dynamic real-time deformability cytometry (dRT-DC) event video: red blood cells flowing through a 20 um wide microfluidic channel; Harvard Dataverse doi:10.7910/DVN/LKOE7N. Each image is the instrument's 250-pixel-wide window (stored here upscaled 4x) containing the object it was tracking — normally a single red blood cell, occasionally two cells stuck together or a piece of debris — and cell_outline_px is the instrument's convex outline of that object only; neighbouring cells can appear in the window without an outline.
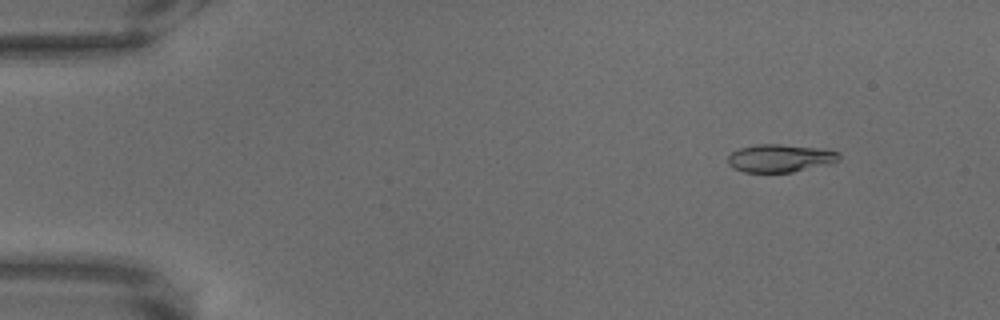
{"species": "common noctule bat (a hibernating species)", "species_latin": "Nyctalus noctula", "temperature_condition": "warm", "stored_images_in_passage": 69, "camera_frame_rate_fps": 3000, "um_per_image_px": 0.085, "animal": {"sex": "male", "body_mass_g": 18.8}, "frame": {"image": 1, "passage_image": 8, "time_ms": 2.333, "image_size_px": [1000, 320], "cell_outline_px": [[840, 160], [828, 164], [792, 172], [744, 172], [732, 168], [728, 164], [728, 156], [732, 152], [740, 148], [756, 144], [780, 144], [820, 148], [840, 152]], "centroid_in_image_um": [66.3, 13.44], "position_along_channel_um": 18.7, "area_um2": 18.09}}
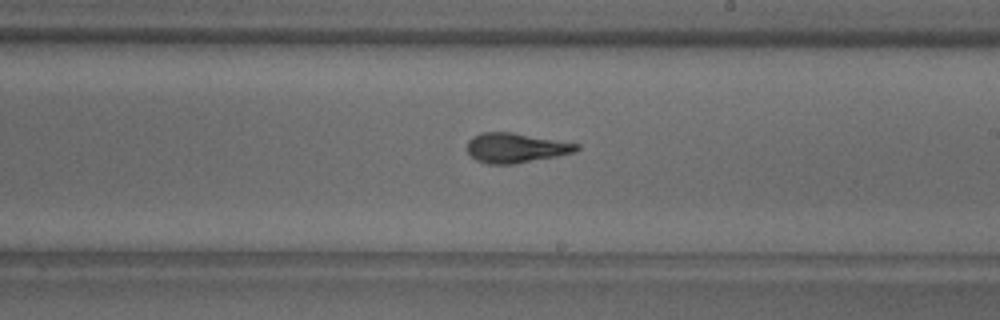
{"frame": {"image": 2, "passage_image": 41, "time_ms": 13.333, "image_size_px": [1000, 320], "cell_outline_px": [[580, 148], [576, 152], [556, 156], [512, 164], [488, 164], [476, 160], [468, 152], [468, 140], [472, 136], [480, 132], [512, 132], [580, 144]], "centroid_in_image_um": [43.84, 12.56], "position_along_channel_um": 245.2, "area_um2": 18.9}}
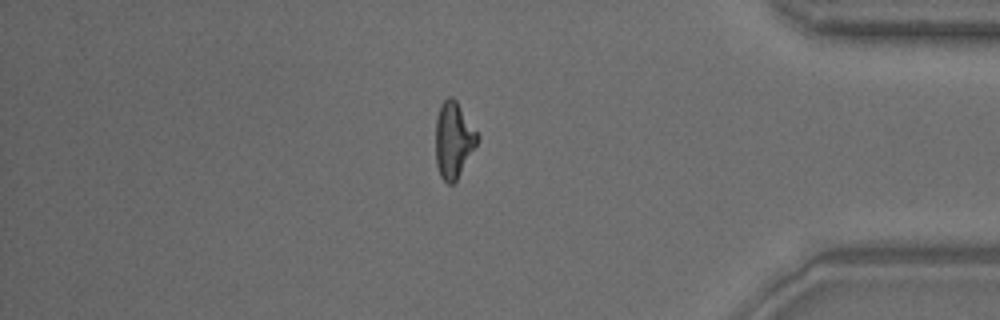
{"frame": {"image": 3, "passage_image": 59, "time_ms": 19.333, "image_size_px": [1000, 320], "cell_outline_px": [[480, 136], [476, 144], [456, 180], [452, 184], [448, 184], [440, 176], [436, 164], [436, 120], [440, 104], [448, 96], [452, 96], [456, 100]], "centroid_in_image_um": [38.53, 11.87], "position_along_channel_um": 396.7, "area_um2": 18.26}}